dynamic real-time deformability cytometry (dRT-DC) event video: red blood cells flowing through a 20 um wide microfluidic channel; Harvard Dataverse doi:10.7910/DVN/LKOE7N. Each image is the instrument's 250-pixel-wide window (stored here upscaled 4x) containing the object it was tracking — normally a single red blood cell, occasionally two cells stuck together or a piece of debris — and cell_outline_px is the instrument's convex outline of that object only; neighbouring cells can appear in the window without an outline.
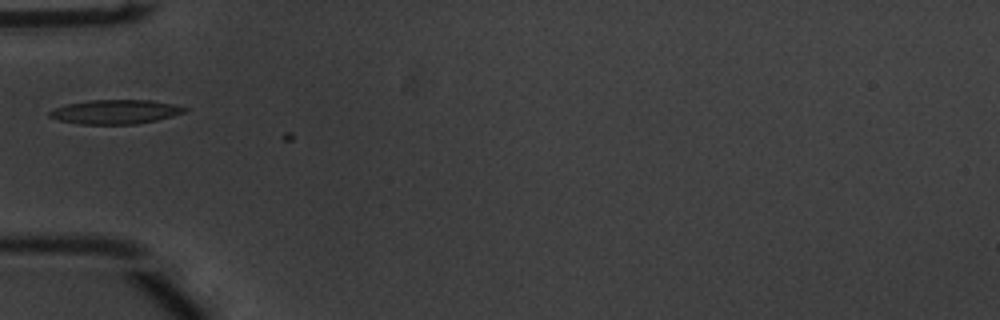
{"species": "common noctule bat (a hibernating species)", "species_latin": "Nyctalus noctula", "temperature_condition": "warm", "stored_images_in_passage": 7, "camera_frame_rate_fps": 3000, "um_per_image_px": 0.085, "animal": {"sex": "male", "body_mass_g": 20.1, "forearm_length_mm": 53.5}, "frame": {"image": 1, "passage_image": 6, "time_ms": 1.667, "image_size_px": [1000, 320], "cell_outline_px": [[188, 108], [184, 112], [172, 116], [156, 120], [136, 124], [80, 124], [60, 120], [48, 116], [48, 112], [56, 108], [68, 104], [88, 100], [152, 100], [176, 104]], "centroid_in_image_um": [9.83, 9.5], "position_along_channel_um": 75.2, "area_um2": 18.96}}